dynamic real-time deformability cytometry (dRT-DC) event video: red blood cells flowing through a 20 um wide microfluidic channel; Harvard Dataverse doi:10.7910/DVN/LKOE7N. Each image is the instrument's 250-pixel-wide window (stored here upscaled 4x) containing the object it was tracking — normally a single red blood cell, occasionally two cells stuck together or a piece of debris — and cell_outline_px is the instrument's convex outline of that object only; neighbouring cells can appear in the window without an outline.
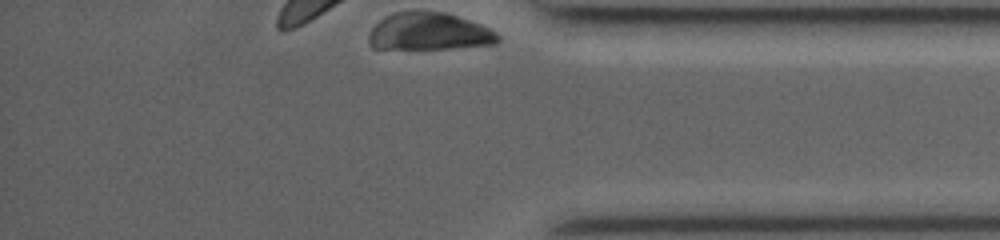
{"species": "common noctule bat (a hibernating species)", "species_latin": "Nyctalus noctula", "temperature_condition": "room temperature", "stored_images_in_passage": 32, "camera_frame_rate_fps": 3000, "um_per_image_px": 0.085, "animal": {"sex": "female", "body_mass_g": 19.0, "forearm_length_mm": 53.3}, "frame": {"image": 1, "passage_image": 32, "time_ms": 9.333, "image_size_px": [1000, 240], "cell_outline_px": [[500, 40], [496, 44], [448, 48], [372, 48], [368, 44], [368, 32], [384, 16], [396, 12], [444, 12], [480, 24], [496, 32], [500, 36]], "centroid_in_image_um": [36.45, 2.7], "position_along_channel_um": 398.7, "area_um2": 27.8}}